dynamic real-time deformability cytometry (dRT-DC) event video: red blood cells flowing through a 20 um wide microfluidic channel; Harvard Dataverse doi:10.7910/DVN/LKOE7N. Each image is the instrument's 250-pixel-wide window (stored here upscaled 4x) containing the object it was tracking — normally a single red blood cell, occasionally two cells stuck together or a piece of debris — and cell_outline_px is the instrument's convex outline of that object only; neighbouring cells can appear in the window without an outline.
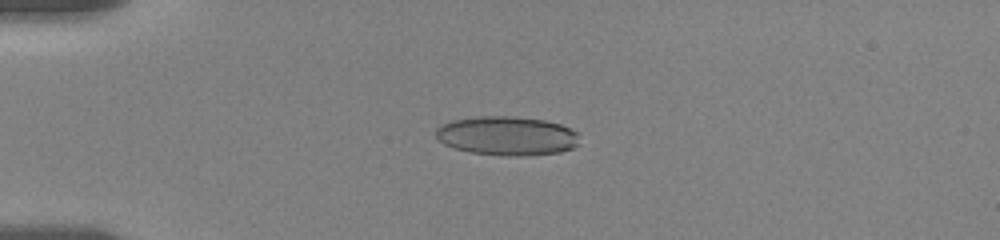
{"species": "human", "species_latin": "Homo sapiens", "temperature_condition": "room temperature", "stored_images_in_passage": 12, "camera_frame_rate_fps": 3000, "um_per_image_px": 0.085, "donor": {"sex": "female"}, "frame": {"image": 1, "passage_image": 7, "time_ms": 4.333, "image_size_px": [1000, 240], "cell_outline_px": [[576, 144], [572, 148], [560, 152], [524, 156], [504, 156], [468, 152], [444, 144], [436, 136], [436, 128], [440, 124], [452, 120], [476, 116], [516, 116], [544, 120], [560, 124], [576, 132]], "centroid_in_image_um": [43.04, 11.54], "position_along_channel_um": 42.0, "area_um2": 32.66}}
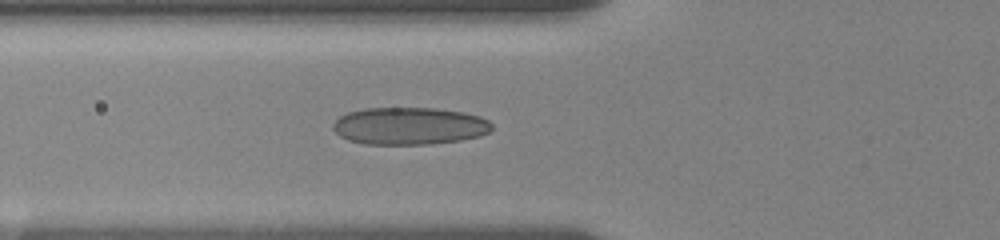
{"frame": {"image": 2, "passage_image": 10, "time_ms": 6.667, "image_size_px": [1000, 240], "cell_outline_px": [[492, 132], [480, 136], [460, 140], [432, 144], [364, 144], [348, 140], [340, 136], [332, 128], [332, 124], [340, 116], [348, 112], [364, 108], [436, 108], [464, 112], [480, 116], [488, 120], [492, 124]], "centroid_in_image_um": [34.82, 10.71], "position_along_channel_um": 91.0, "area_um2": 34.85}}
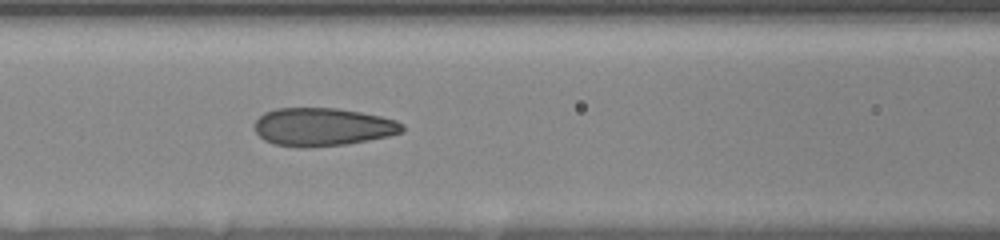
{"frame": {"image": 3, "passage_image": 12, "time_ms": 8.0, "image_size_px": [1000, 240], "cell_outline_px": [[404, 132], [388, 136], [348, 144], [308, 148], [300, 148], [272, 144], [264, 140], [256, 132], [256, 120], [264, 112], [276, 108], [336, 108], [360, 112], [380, 116], [396, 120], [404, 124]], "centroid_in_image_um": [27.43, 10.8], "position_along_channel_um": 139.2, "area_um2": 33.0}}